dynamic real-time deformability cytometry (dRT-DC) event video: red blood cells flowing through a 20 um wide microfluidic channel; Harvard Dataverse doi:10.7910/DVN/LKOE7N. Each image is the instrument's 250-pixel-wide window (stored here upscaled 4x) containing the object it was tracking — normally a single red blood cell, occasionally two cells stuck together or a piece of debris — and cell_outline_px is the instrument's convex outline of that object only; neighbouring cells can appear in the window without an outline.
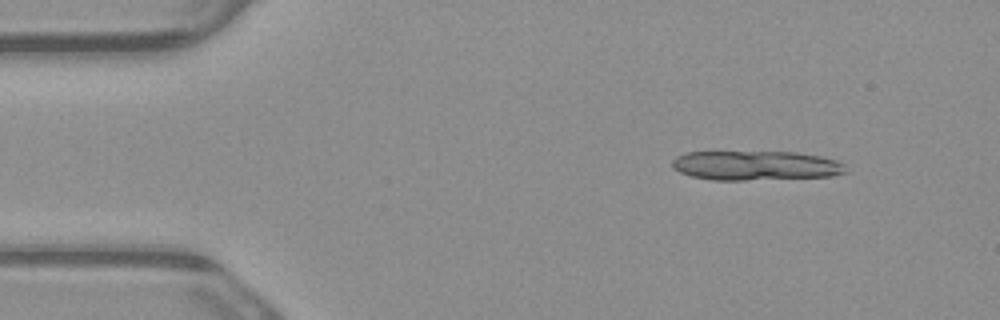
{"species": "common noctule bat (a hibernating species)", "species_latin": "Nyctalus noctula", "temperature_condition": "warm", "stored_images_in_passage": 3, "segment_of_instrument_passage": [1, 2], "camera_frame_rate_fps": 3000, "um_per_image_px": 0.085, "animal": {"sex": "male", "body_mass_g": 23.1, "forearm_length_mm": 52.7}, "frame": {"image": 1, "passage_image": 1, "time_ms": 0.0, "image_size_px": [1000, 320], "cell_outline_px": [[844, 172], [832, 176], [744, 180], [712, 180], [692, 176], [680, 172], [672, 168], [672, 160], [676, 156], [684, 152], [796, 152], [820, 156], [836, 160], [844, 164]], "centroid_in_image_um": [64.18, 14.06], "position_along_channel_um": 20.8, "area_um2": 29.71}}